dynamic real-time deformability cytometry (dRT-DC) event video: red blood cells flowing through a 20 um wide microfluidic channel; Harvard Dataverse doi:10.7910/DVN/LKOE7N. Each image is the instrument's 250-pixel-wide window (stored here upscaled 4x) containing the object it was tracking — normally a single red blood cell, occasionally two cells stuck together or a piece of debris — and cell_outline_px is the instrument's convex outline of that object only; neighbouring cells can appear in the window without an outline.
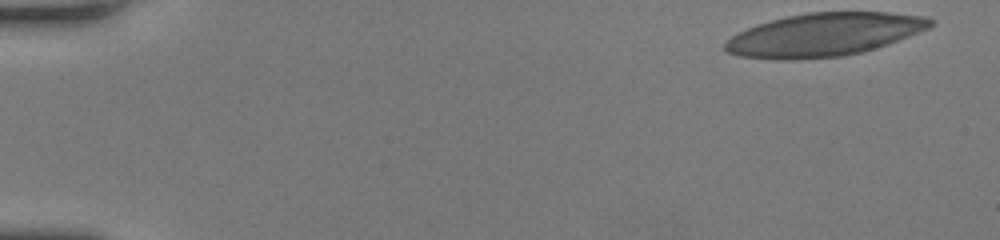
{"species": "human", "species_latin": "Homo sapiens", "temperature_condition": "room temperature", "stored_images_in_passage": 50, "camera_frame_rate_fps": 3000, "um_per_image_px": 0.085, "donor": {"sex": "female"}, "frame": {"image": 1, "passage_image": 1, "time_ms": 0.0, "image_size_px": [1000, 240], "cell_outline_px": [[936, 24], [928, 28], [908, 36], [876, 48], [860, 52], [840, 56], [796, 60], [784, 60], [740, 56], [728, 52], [724, 48], [724, 44], [732, 36], [756, 24], [788, 16], [808, 12], [888, 12], [924, 16], [932, 20]], "centroid_in_image_um": [70.05, 2.94], "position_along_channel_um": 15.0, "area_um2": 51.21}}
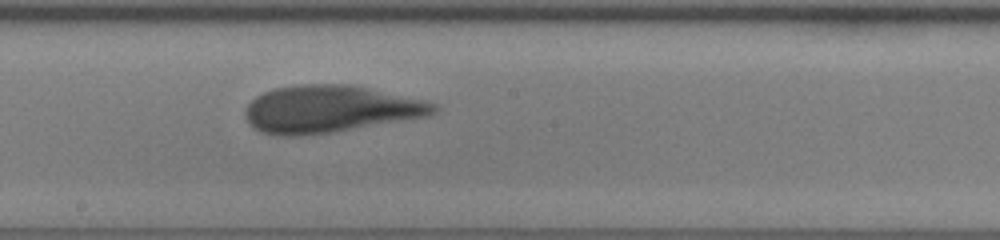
{"frame": {"image": 2, "passage_image": 28, "time_ms": 9.0, "image_size_px": [1000, 240], "cell_outline_px": [[440, 108], [436, 112], [428, 116], [332, 132], [292, 136], [284, 136], [260, 132], [248, 120], [244, 112], [248, 104], [256, 96], [272, 88], [300, 84], [352, 84], [420, 100], [436, 104]], "centroid_in_image_um": [28.03, 9.26], "position_along_channel_um": 220.2, "area_um2": 51.33}}
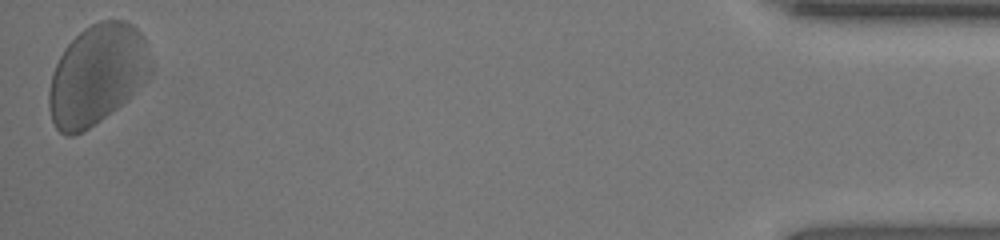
{"frame": {"image": 3, "passage_image": 50, "time_ms": 16.333, "image_size_px": [1000, 240], "cell_outline_px": [[148, 48], [144, 68], [128, 96], [116, 108], [84, 132], [72, 136], [64, 136], [56, 128], [52, 120], [48, 104], [48, 92], [52, 72], [64, 48], [84, 28], [100, 20], [124, 20], [132, 24], [144, 36], [148, 44]], "centroid_in_image_um": [8.1, 6.34], "position_along_channel_um": 427.1, "area_um2": 57.34}}